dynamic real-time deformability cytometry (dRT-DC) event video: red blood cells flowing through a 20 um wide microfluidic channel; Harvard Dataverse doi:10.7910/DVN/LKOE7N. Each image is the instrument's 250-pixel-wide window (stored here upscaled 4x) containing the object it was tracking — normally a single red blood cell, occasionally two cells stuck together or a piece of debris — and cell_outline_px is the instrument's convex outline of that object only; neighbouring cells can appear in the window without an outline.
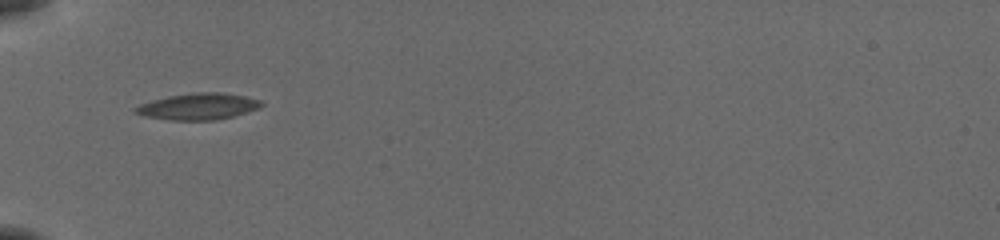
{"species": "common noctule bat (a hibernating species)", "species_latin": "Nyctalus noctula", "temperature_condition": "cold", "stored_images_in_passage": 35, "camera_frame_rate_fps": 3000, "um_per_image_px": 0.085, "animal": {"sex": "female", "body_mass_g": 19.5, "forearm_length_mm": 54.1}, "frame": {"image": 1, "passage_image": 1, "time_ms": 0.0, "image_size_px": [1000, 240], "cell_outline_px": [[264, 104], [260, 108], [232, 116], [216, 120], [172, 120], [144, 116], [132, 112], [132, 108], [140, 104], [152, 100], [168, 96], [196, 92], [220, 92], [244, 96], [260, 100]], "centroid_in_image_um": [16.82, 9.05], "position_along_channel_um": 68.2, "area_um2": 19.42}}
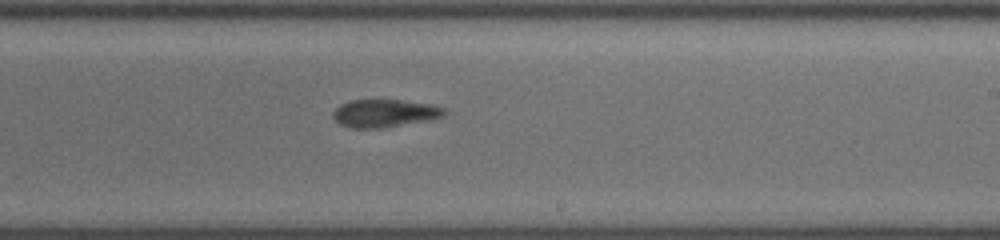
{"frame": {"image": 2, "passage_image": 16, "time_ms": 5.0, "image_size_px": [1000, 240], "cell_outline_px": [[448, 112], [444, 116], [432, 120], [384, 128], [348, 128], [340, 124], [332, 116], [332, 112], [340, 104], [348, 100], [404, 100], [432, 104], [444, 108]], "centroid_in_image_um": [32.72, 9.63], "position_along_channel_um": 256.3, "area_um2": 18.44}}
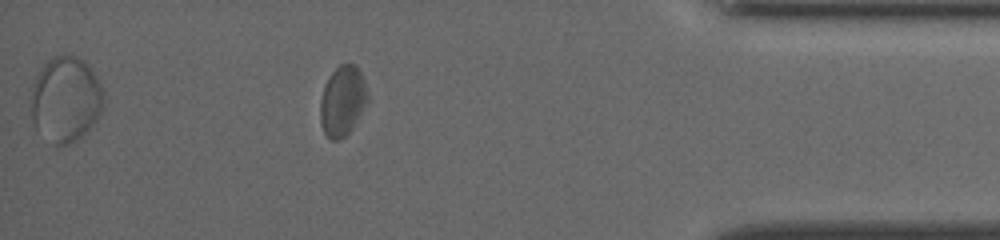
{"frame": {"image": 3, "passage_image": 30, "time_ms": 9.667, "image_size_px": [1000, 240], "cell_outline_px": [[368, 100], [352, 128], [340, 140], [332, 140], [324, 132], [320, 124], [320, 100], [324, 88], [332, 72], [340, 64], [356, 64], [364, 80], [368, 96]], "centroid_in_image_um": [29.11, 8.58], "position_along_channel_um": 406.1, "area_um2": 19.07}, "authors_computed_cell_mechanics": {"area_um2": 18.8428, "velocity_mm_per_s": 3.8595, "shape_relaxation_time_tau1_ms": null, "shape_relaxation_time_tau2_ms": 5.478, "deformation_change_tau1": null, "deformation_change_tau2": 0.1321}}